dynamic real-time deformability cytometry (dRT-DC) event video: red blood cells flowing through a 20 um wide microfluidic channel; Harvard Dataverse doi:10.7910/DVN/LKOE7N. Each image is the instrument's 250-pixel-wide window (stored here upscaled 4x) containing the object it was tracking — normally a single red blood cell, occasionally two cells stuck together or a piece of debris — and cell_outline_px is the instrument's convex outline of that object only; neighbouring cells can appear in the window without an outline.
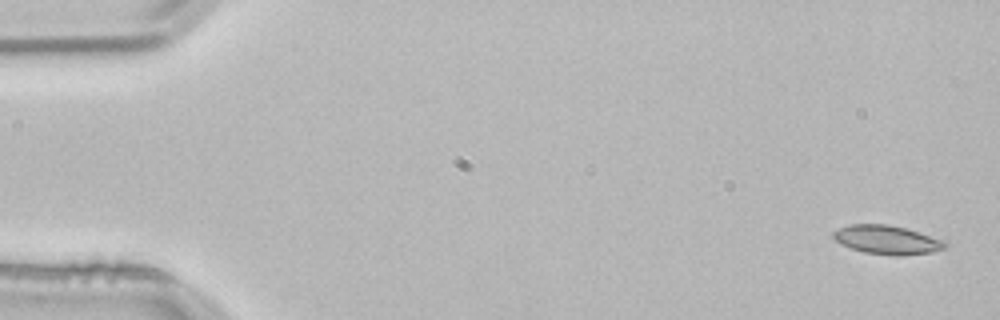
{"species": "common noctule bat (a hibernating species)", "species_latin": "Nyctalus noctula", "temperature_condition": "room temperature", "stored_images_in_passage": 3, "segment_of_instrument_passage": [2, 2], "camera_frame_rate_fps": 3000, "um_per_image_px": 0.085, "animal": {"sex": "male", "body_mass_g": 21.5, "forearm_length_mm": 52.0}, "frame": {"image": 1, "passage_image": 3, "time_ms": 0.667, "image_size_px": [1000, 320], "cell_outline_px": [[948, 244], [944, 248], [932, 252], [900, 256], [896, 256], [864, 252], [840, 244], [832, 236], [832, 232], [848, 224], [888, 224], [908, 228], [944, 240]], "centroid_in_image_um": [75.41, 20.37], "position_along_channel_um": 9.6, "area_um2": 18.9}}